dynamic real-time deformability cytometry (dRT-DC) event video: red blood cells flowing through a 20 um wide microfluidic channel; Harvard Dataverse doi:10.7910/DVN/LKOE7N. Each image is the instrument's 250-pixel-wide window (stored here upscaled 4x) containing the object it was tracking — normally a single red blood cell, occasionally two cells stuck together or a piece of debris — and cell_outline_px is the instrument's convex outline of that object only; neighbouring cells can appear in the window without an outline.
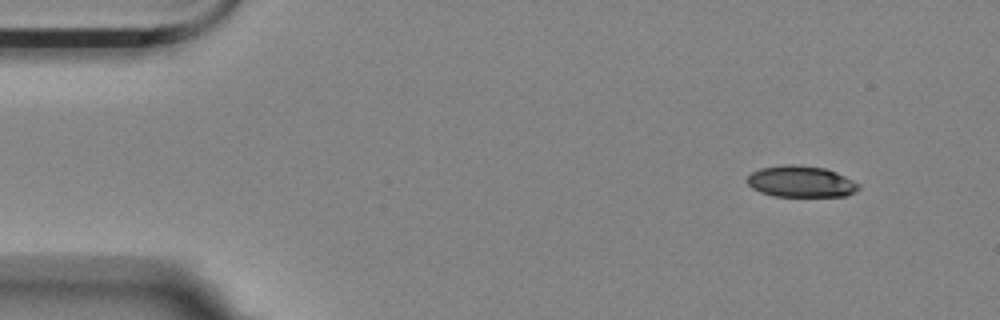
{"species": "Egyptian fruit bat (a non-hibernating species)", "species_latin": "Rousettus aegyptiacus", "temperature_condition": "room temperature", "stored_images_in_passage": 4, "camera_frame_rate_fps": 3000, "um_per_image_px": 0.085, "animal": {"sex": "female"}, "frame": {"image": 1, "passage_image": 1, "time_ms": 0.0, "image_size_px": [1000, 320], "cell_outline_px": [[860, 188], [848, 196], [772, 196], [760, 192], [752, 188], [748, 184], [748, 176], [752, 172], [760, 168], [784, 164], [800, 164], [824, 168], [836, 172], [860, 184]], "centroid_in_image_um": [68.08, 15.43], "position_along_channel_um": 16.9, "area_um2": 20.46}}
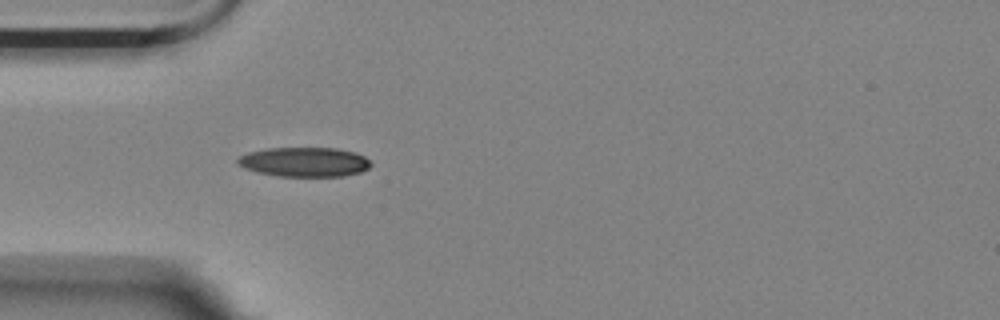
{"frame": {"image": 2, "passage_image": 4, "time_ms": 3.667, "image_size_px": [1000, 320], "cell_outline_px": [[372, 164], [368, 168], [360, 172], [344, 176], [280, 176], [256, 172], [244, 168], [236, 164], [236, 160], [240, 156], [248, 152], [268, 148], [336, 148], [356, 152], [364, 156]], "centroid_in_image_um": [25.86, 13.76], "position_along_channel_um": 59.1, "area_um2": 22.95}}